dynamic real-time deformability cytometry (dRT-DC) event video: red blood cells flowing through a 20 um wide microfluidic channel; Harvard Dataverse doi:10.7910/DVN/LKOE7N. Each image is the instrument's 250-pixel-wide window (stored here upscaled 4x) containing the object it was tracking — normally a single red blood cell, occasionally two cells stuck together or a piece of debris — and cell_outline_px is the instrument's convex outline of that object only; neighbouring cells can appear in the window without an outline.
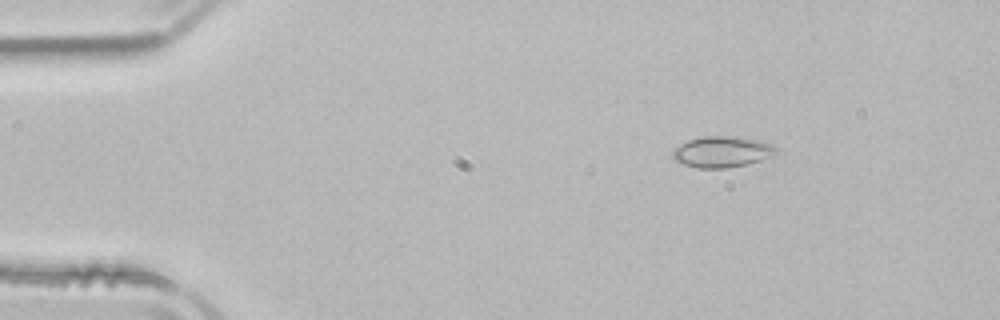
{"species": "common noctule bat (a hibernating species)", "species_latin": "Nyctalus noctula", "temperature_condition": "room temperature", "stored_images_in_passage": 45, "camera_frame_rate_fps": 3000, "um_per_image_px": 0.085, "animal": {"sex": "male", "body_mass_g": 21.5, "forearm_length_mm": 52.0}, "frame": {"image": 1, "passage_image": 1, "time_ms": 0.0, "image_size_px": [1000, 320], "cell_outline_px": [[776, 152], [760, 160], [748, 164], [728, 168], [696, 168], [684, 164], [676, 160], [672, 156], [672, 152], [680, 144], [688, 140], [704, 136], [740, 136], [764, 140], [772, 144], [776, 148]], "centroid_in_image_um": [61.39, 12.89], "position_along_channel_um": 23.6, "area_um2": 18.79}}
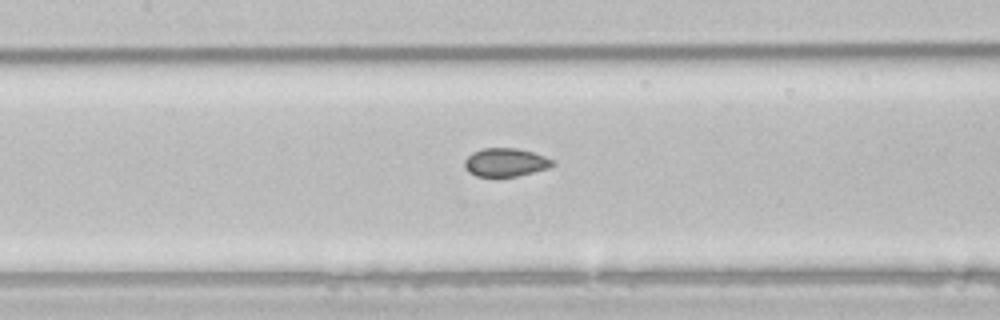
{"frame": {"image": 2, "passage_image": 17, "time_ms": 5.333, "image_size_px": [1000, 320], "cell_outline_px": [[556, 164], [548, 168], [516, 176], [476, 176], [468, 172], [464, 168], [464, 160], [472, 152], [484, 148], [516, 148], [532, 152], [556, 160]], "centroid_in_image_um": [42.97, 13.79], "position_along_channel_um": 164.4, "area_um2": 14.57}}
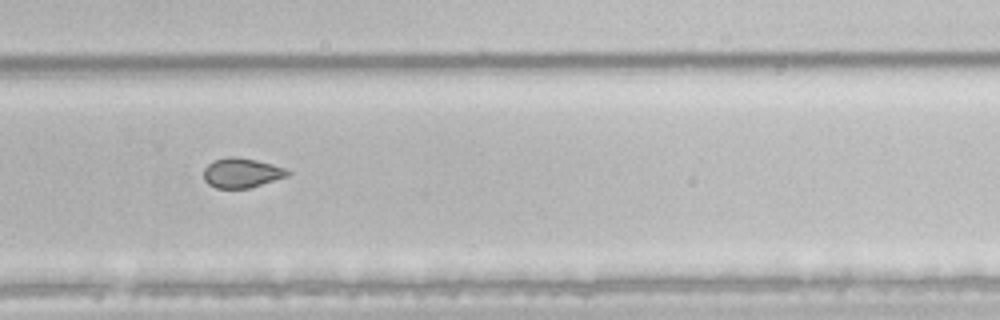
{"frame": {"image": 3, "passage_image": 28, "time_ms": 9.0, "image_size_px": [1000, 320], "cell_outline_px": [[292, 172], [288, 176], [252, 188], [216, 188], [208, 184], [204, 180], [204, 168], [212, 160], [228, 156], [236, 156], [256, 160], [272, 164], [284, 168]], "centroid_in_image_um": [20.54, 14.69], "position_along_channel_um": 309.3, "area_um2": 14.74}}